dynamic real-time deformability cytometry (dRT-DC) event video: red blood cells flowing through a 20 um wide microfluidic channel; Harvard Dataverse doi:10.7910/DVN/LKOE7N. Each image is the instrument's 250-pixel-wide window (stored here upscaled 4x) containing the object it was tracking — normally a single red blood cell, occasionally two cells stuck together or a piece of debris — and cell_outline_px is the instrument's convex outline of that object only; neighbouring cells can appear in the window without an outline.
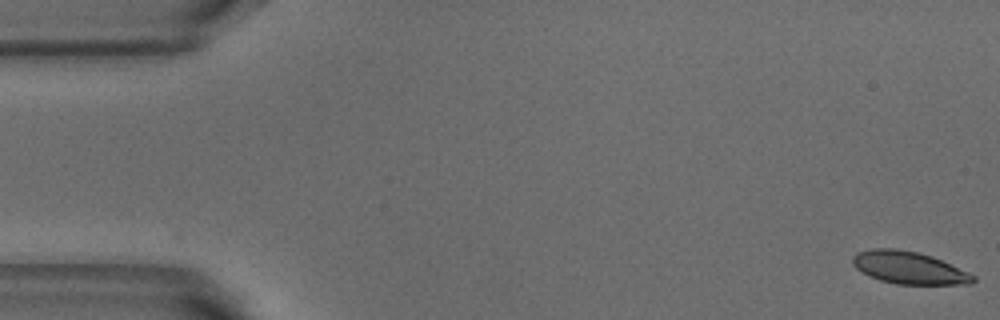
{"species": "common noctule bat (a hibernating species)", "species_latin": "Nyctalus noctula", "temperature_condition": "warm", "stored_images_in_passage": 6, "camera_frame_rate_fps": 3000, "um_per_image_px": 0.085, "animal": {"sex": "male", "body_mass_g": 18.8}, "frame": {"image": 1, "passage_image": 1, "time_ms": 0.0, "image_size_px": [1000, 320], "cell_outline_px": [[976, 280], [972, 284], [896, 284], [880, 280], [868, 276], [856, 268], [852, 264], [852, 256], [856, 252], [872, 248], [896, 248], [920, 252], [932, 256], [968, 272], [976, 276]], "centroid_in_image_um": [77.24, 22.75], "position_along_channel_um": 7.8, "area_um2": 22.95}}
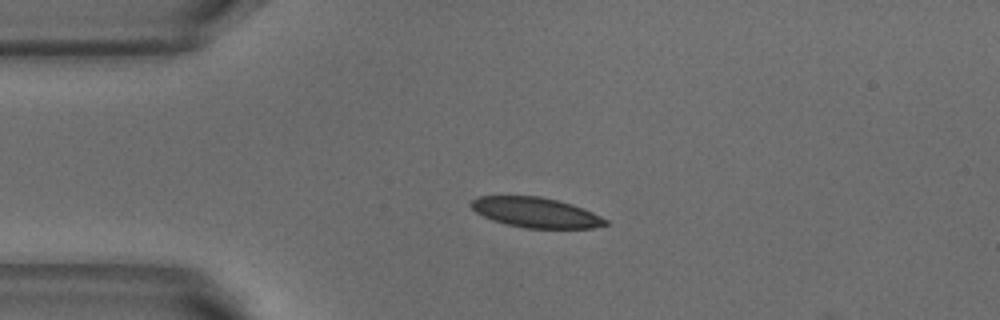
{"frame": {"image": 2, "passage_image": 4, "time_ms": 1.0, "image_size_px": [1000, 320], "cell_outline_px": [[608, 224], [592, 228], [524, 228], [492, 220], [476, 212], [468, 204], [472, 200], [480, 196], [540, 196], [572, 204], [584, 208], [608, 220]], "centroid_in_image_um": [45.54, 18.06], "position_along_channel_um": 39.5, "area_um2": 23.47}}